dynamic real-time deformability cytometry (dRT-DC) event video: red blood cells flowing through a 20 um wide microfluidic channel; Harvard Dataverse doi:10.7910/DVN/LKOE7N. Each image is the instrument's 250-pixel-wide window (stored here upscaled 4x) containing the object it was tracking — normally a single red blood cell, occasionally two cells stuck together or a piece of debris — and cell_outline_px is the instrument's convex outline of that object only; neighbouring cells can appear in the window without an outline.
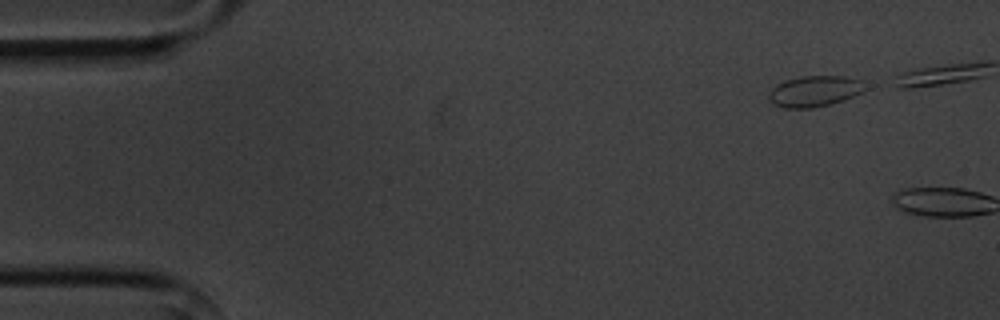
{"species": "common noctule bat (a hibernating species)", "species_latin": "Nyctalus noctula", "temperature_condition": "cold", "stored_images_in_passage": 2, "camera_frame_rate_fps": 3000, "um_per_image_px": 0.085, "animal": {"sex": "male", "body_mass_g": 20.1, "forearm_length_mm": 53.5}, "frame": {"image": 1, "passage_image": 1, "time_ms": 0.0, "image_size_px": [1000, 320], "cell_outline_px": [[872, 84], [864, 92], [828, 104], [812, 108], [784, 108], [768, 100], [768, 92], [776, 84], [784, 80], [800, 76], [844, 76], [864, 80]], "centroid_in_image_um": [69.29, 7.72], "position_along_channel_um": 15.7, "area_um2": 17.69}}